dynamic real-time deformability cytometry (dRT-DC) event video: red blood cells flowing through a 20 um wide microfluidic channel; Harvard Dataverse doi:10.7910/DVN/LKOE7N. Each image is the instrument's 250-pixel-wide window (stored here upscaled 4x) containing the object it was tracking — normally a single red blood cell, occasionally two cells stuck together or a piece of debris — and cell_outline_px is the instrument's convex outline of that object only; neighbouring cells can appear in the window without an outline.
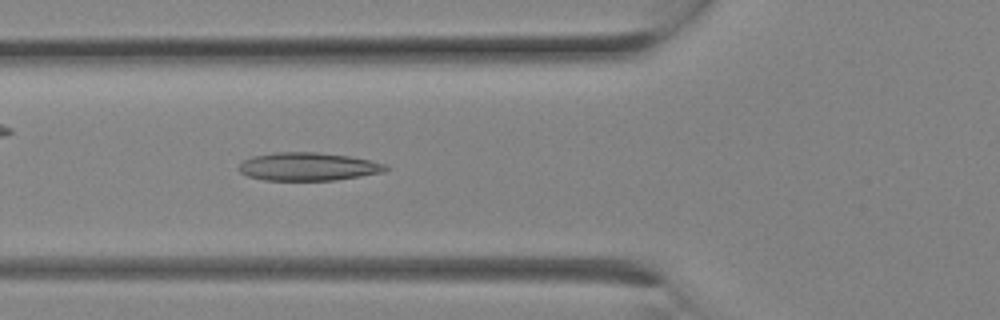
{"species": "Egyptian fruit bat (a non-hibernating species)", "species_latin": "Rousettus aegyptiacus", "temperature_condition": "room temperature", "stored_images_in_passage": 8, "camera_frame_rate_fps": 3000, "um_per_image_px": 0.085, "animal": {"sex": "female"}, "frame": {"image": 1, "passage_image": 8, "time_ms": 2.333, "image_size_px": [1000, 320], "cell_outline_px": [[388, 168], [384, 172], [336, 180], [264, 180], [248, 176], [240, 172], [240, 164], [244, 160], [252, 156], [272, 152], [316, 152], [352, 156], [388, 164]], "centroid_in_image_um": [26.22, 14.15], "position_along_channel_um": 99.6, "area_um2": 24.16}}